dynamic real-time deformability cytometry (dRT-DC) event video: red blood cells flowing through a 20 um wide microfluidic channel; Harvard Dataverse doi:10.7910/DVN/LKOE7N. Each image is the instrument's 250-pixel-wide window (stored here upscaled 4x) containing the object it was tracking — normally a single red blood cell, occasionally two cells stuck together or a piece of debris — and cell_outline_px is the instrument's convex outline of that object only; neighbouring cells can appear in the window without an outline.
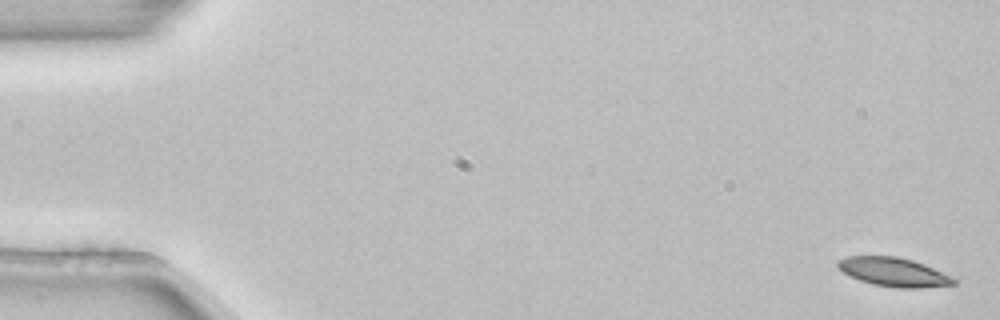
{"species": "common noctule bat (a hibernating species)", "species_latin": "Nyctalus noctula", "temperature_condition": "room temperature", "stored_images_in_passage": 5, "camera_frame_rate_fps": 3000, "um_per_image_px": 0.085, "animal": {"sex": "female", "body_mass_g": 22.7, "forearm_length_mm": 54.2}, "frame": {"image": 1, "passage_image": 1, "time_ms": 0.0, "image_size_px": [1000, 320], "cell_outline_px": [[960, 280], [956, 284], [920, 288], [900, 288], [872, 284], [860, 280], [836, 268], [836, 260], [848, 256], [896, 256], [912, 260], [924, 264]], "centroid_in_image_um": [75.97, 23.12], "position_along_channel_um": 9.0, "area_um2": 19.54}}
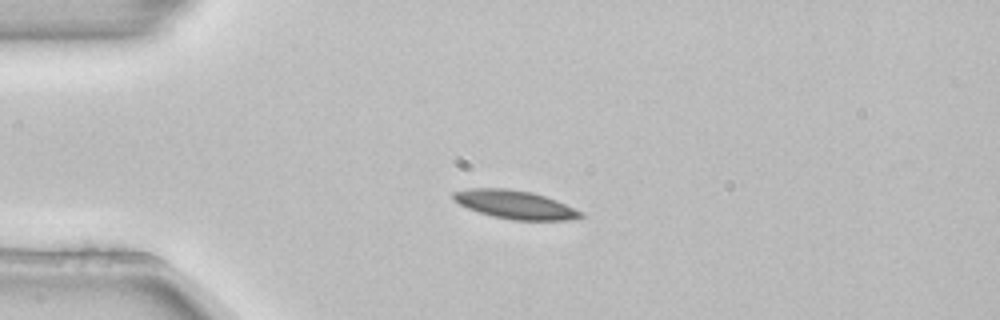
{"frame": {"image": 2, "passage_image": 4, "time_ms": 1.0, "image_size_px": [1000, 320], "cell_outline_px": [[584, 216], [568, 220], [512, 220], [492, 216], [468, 208], [452, 200], [452, 192], [468, 188], [508, 188], [532, 192], [556, 200], [584, 212]], "centroid_in_image_um": [43.76, 17.38], "position_along_channel_um": 41.2, "area_um2": 21.15}}
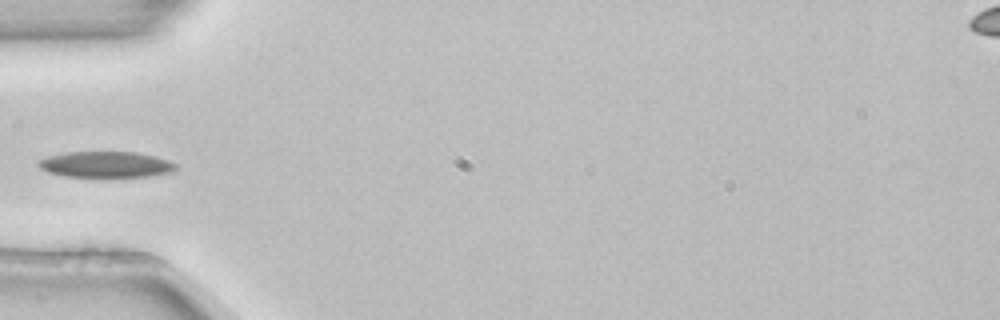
{"frame": {"image": 3, "passage_image": 5, "time_ms": 1.333, "image_size_px": [1000, 320], "cell_outline_px": [[176, 168], [172, 172], [148, 176], [112, 180], [100, 180], [64, 176], [48, 172], [40, 168], [36, 164], [36, 160], [48, 156], [64, 152], [136, 152], [156, 156], [168, 160], [176, 164]], "centroid_in_image_um": [8.96, 14.03], "position_along_channel_um": 76.0, "area_um2": 22.14}}